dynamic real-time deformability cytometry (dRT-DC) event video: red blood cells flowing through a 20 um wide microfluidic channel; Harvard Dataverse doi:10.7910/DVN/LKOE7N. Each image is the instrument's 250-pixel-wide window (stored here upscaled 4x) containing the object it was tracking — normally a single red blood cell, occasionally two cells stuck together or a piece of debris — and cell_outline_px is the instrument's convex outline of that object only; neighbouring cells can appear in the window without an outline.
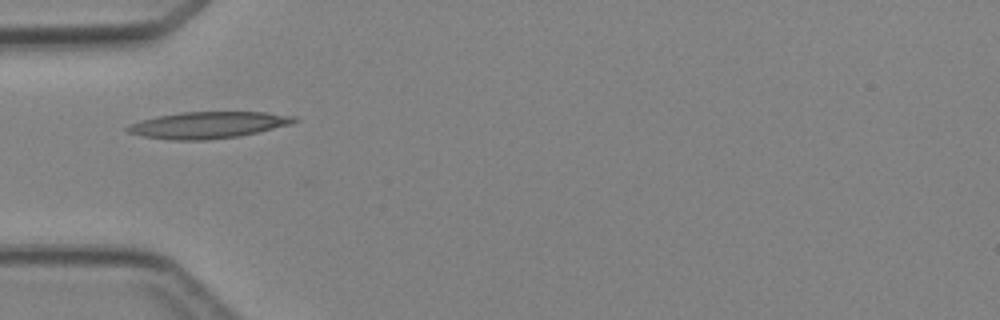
{"species": "Egyptian fruit bat (a non-hibernating species)", "species_latin": "Rousettus aegyptiacus", "temperature_condition": "cold", "stored_images_in_passage": 1, "camera_frame_rate_fps": 3000, "um_per_image_px": 0.085, "animal": {"sex": "female"}, "frame": {"image": 1, "passage_image": 1, "time_ms": 0.0, "image_size_px": [1000, 320], "cell_outline_px": [[300, 120], [292, 124], [240, 136], [208, 140], [172, 140], [144, 136], [128, 132], [124, 128], [128, 124], [160, 116], [184, 112], [264, 112], [296, 116]], "centroid_in_image_um": [17.74, 10.63], "position_along_channel_um": 67.3, "area_um2": 25.72}}